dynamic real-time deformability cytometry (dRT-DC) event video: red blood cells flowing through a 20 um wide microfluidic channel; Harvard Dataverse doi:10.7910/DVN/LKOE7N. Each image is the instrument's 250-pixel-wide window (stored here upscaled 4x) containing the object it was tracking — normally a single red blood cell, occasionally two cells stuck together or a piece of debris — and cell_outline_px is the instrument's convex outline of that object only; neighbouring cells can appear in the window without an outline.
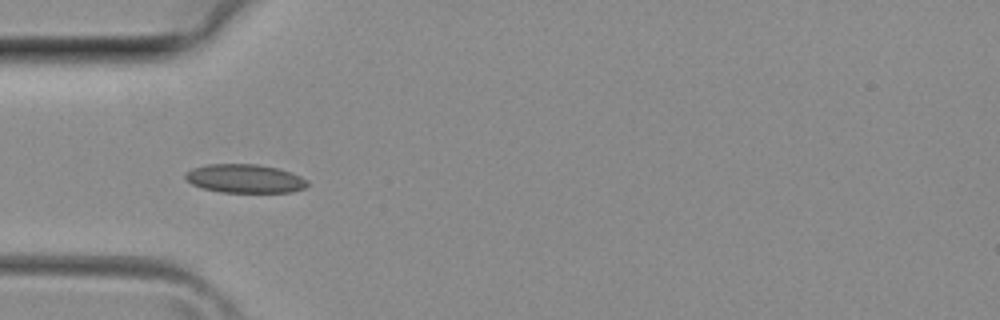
{"species": "common noctule bat (a hibernating species)", "species_latin": "Nyctalus noctula", "temperature_condition": "room temperature", "stored_images_in_passage": 27, "camera_frame_rate_fps": 3000, "um_per_image_px": 0.085, "animal": {"sex": "female", "body_mass_g": 29.2, "forearm_length_mm": 56.3}, "frame": {"image": 1, "passage_image": 1, "time_ms": 0.0, "image_size_px": [1000, 320], "cell_outline_px": [[308, 184], [304, 188], [292, 192], [220, 192], [204, 188], [192, 184], [184, 176], [192, 168], [208, 164], [256, 164], [280, 168], [292, 172], [308, 180]], "centroid_in_image_um": [20.85, 15.17], "position_along_channel_um": 64.1, "area_um2": 20.35}}
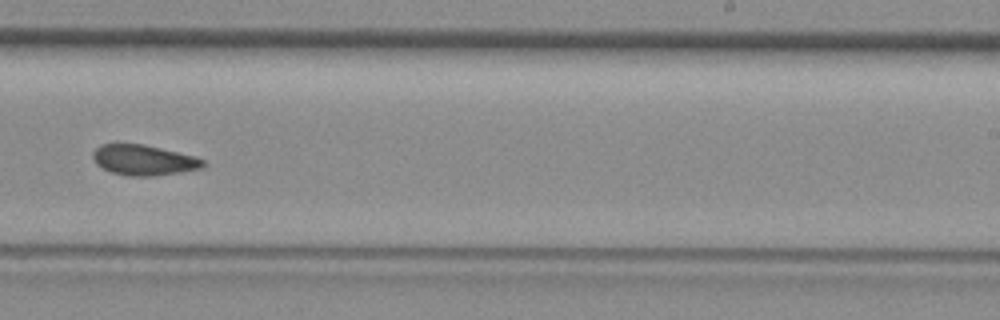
{"frame": {"image": 2, "passage_image": 13, "time_ms": 4.0, "image_size_px": [1000, 320], "cell_outline_px": [[204, 164], [200, 168], [180, 172], [152, 176], [128, 176], [112, 172], [96, 164], [92, 160], [92, 152], [100, 144], [144, 144], [196, 156], [204, 160]], "centroid_in_image_um": [12.19, 13.6], "position_along_channel_um": 276.8, "area_um2": 19.48}}
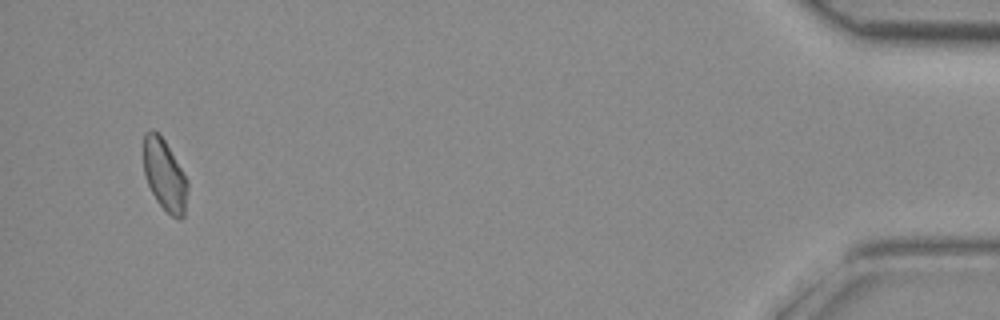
{"frame": {"image": 3, "passage_image": 26, "time_ms": 8.333, "image_size_px": [1000, 320], "cell_outline_px": [[188, 188], [184, 216], [180, 220], [176, 220], [156, 200], [148, 184], [144, 172], [144, 132], [152, 128], [164, 140], [188, 180]], "centroid_in_image_um": [14.0, 14.9], "position_along_channel_um": 421.2, "area_um2": 18.21}}